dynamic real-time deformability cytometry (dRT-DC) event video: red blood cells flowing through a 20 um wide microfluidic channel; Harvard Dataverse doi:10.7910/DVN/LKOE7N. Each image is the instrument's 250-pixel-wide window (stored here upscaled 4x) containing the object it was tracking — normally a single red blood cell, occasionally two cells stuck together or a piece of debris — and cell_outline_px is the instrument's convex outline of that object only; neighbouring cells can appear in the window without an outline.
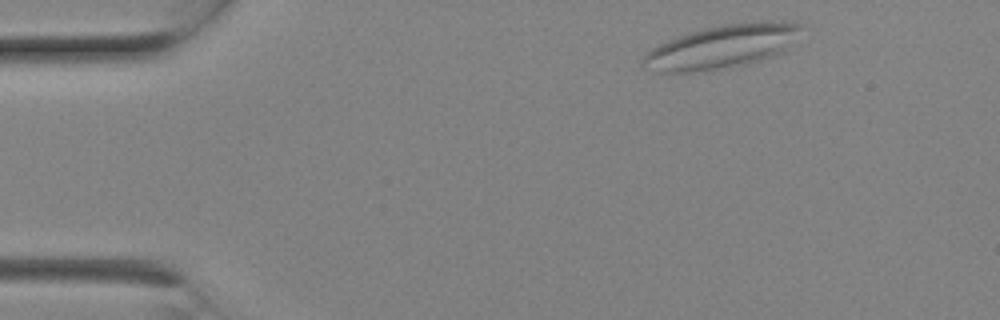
{"species": "Egyptian fruit bat (a non-hibernating species)", "species_latin": "Rousettus aegyptiacus", "temperature_condition": "room temperature", "stored_images_in_passage": 7, "camera_frame_rate_fps": 3000, "um_per_image_px": 0.085, "animal": {"sex": "female"}, "frame": {"image": 1, "passage_image": 1, "time_ms": 0.0, "image_size_px": [1000, 320], "cell_outline_px": [[804, 24], [784, 48], [780, 52], [772, 56], [760, 60], [744, 64], [720, 68], [692, 72], [660, 72], [640, 64], [640, 60], [652, 48], [676, 36], [688, 32], [704, 28], [724, 24], [764, 20], [780, 20]], "centroid_in_image_um": [61.32, 3.94], "position_along_channel_um": 23.7, "area_um2": 39.42}}